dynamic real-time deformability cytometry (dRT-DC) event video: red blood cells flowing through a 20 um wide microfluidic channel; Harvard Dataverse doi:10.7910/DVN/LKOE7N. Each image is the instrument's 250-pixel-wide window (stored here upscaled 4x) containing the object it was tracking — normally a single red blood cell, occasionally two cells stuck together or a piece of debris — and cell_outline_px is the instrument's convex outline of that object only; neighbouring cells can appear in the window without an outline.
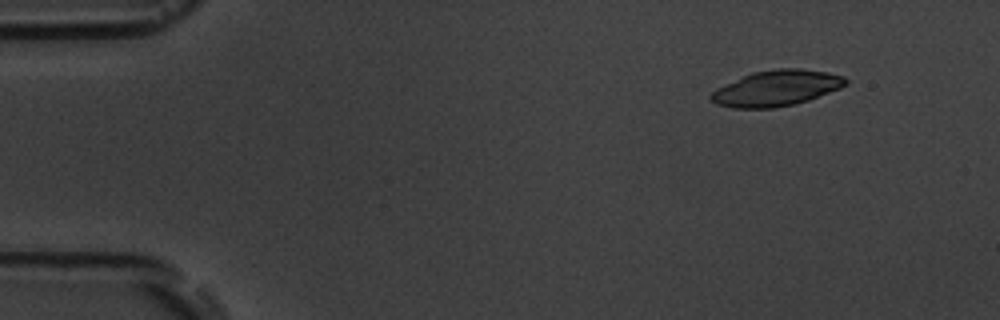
{"species": "common noctule bat (a hibernating species)", "species_latin": "Nyctalus noctula", "temperature_condition": "room temperature", "stored_images_in_passage": 6, "camera_frame_rate_fps": 3000, "um_per_image_px": 0.085, "animal": {"sex": "male", "body_mass_g": 19.5, "forearm_length_mm": 54.6}, "frame": {"image": 1, "passage_image": 2, "time_ms": 1.0, "image_size_px": [1000, 320], "cell_outline_px": [[848, 84], [840, 88], [808, 100], [792, 104], [772, 108], [732, 108], [716, 104], [708, 96], [716, 88], [752, 72], [776, 68], [800, 68], [828, 72], [844, 76], [848, 80]], "centroid_in_image_um": [66.0, 7.48], "position_along_channel_um": 19.0, "area_um2": 28.03}}